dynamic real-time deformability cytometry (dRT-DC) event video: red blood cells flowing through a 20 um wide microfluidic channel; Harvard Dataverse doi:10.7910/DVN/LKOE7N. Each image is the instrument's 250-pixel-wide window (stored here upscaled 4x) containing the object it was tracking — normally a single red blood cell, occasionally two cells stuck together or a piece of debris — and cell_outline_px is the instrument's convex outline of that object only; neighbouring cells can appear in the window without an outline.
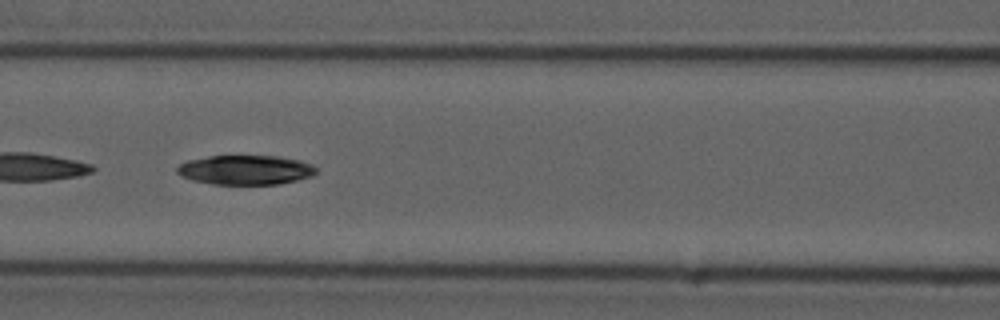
{"species": "common noctule bat (a hibernating species)", "species_latin": "Nyctalus noctula", "temperature_condition": "cold", "stored_images_in_passage": 41, "camera_frame_rate_fps": 3000, "um_per_image_px": 0.085, "animal": {"sex": "male", "forearm_length_mm": 52.5}, "frame": {"image": 1, "passage_image": 12, "time_ms": 3.667, "image_size_px": [1000, 320], "cell_outline_px": [[316, 172], [312, 176], [280, 184], [212, 184], [192, 180], [180, 176], [176, 172], [176, 168], [180, 164], [188, 160], [208, 156], [276, 156], [300, 160], [312, 164], [316, 168]], "centroid_in_image_um": [20.85, 14.44], "position_along_channel_um": 145.8, "area_um2": 23.93}, "authors_computed_cell_mechanics": {"area_um2": 25.3742, "velocity_mm_per_s": 3.7334, "shape_relaxation_time_tau1_ms": 4.0621, "shape_relaxation_time_tau2_ms": null, "deformation_change_tau1": 0.0664, "deformation_change_tau2": null}}